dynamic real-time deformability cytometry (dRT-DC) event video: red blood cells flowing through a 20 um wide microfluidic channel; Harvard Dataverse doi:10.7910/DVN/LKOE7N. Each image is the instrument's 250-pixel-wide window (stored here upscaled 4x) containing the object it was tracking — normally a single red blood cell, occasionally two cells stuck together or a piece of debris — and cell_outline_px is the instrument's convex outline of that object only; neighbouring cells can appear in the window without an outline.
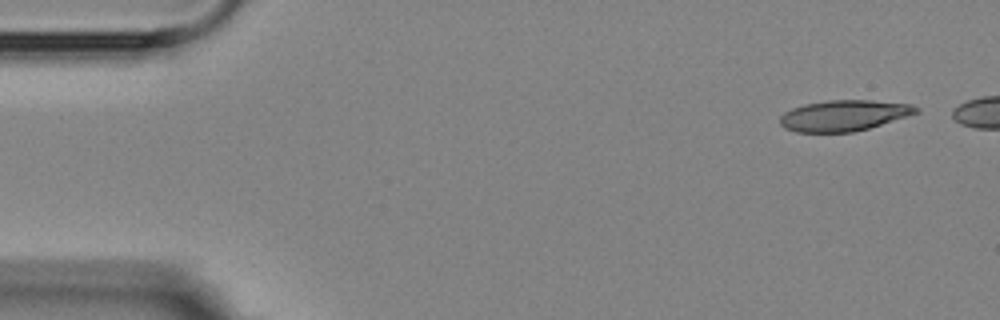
{"species": "Egyptian fruit bat (a non-hibernating species)", "species_latin": "Rousettus aegyptiacus", "temperature_condition": "room temperature", "stored_images_in_passage": 3, "camera_frame_rate_fps": 3000, "um_per_image_px": 0.085, "animal": {"sex": "female"}, "frame": {"image": 1, "passage_image": 1, "time_ms": 0.0, "image_size_px": [1000, 320], "cell_outline_px": [[920, 112], [908, 116], [868, 128], [852, 132], [796, 132], [784, 128], [780, 124], [780, 116], [784, 112], [792, 108], [804, 104], [828, 100], [872, 100], [912, 104], [920, 108]], "centroid_in_image_um": [71.73, 9.81], "position_along_channel_um": 13.3, "area_um2": 24.57}}